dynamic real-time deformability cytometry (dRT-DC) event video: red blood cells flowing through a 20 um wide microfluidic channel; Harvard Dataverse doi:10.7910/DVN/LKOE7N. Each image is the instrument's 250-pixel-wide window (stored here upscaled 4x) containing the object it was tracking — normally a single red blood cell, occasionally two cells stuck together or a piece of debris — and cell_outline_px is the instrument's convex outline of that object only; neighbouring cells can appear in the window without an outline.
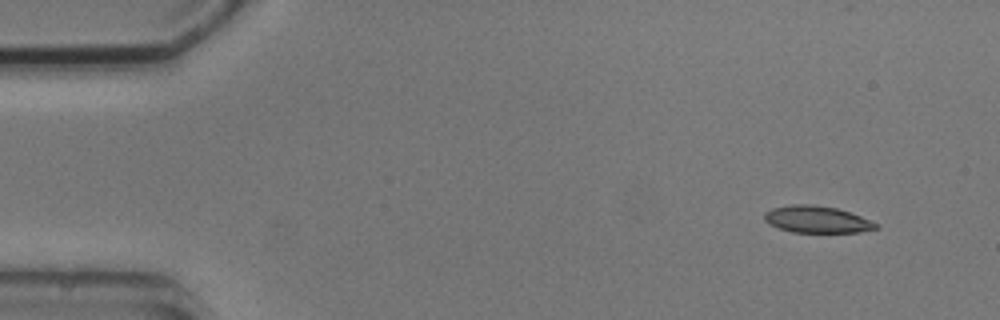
{"species": "common noctule bat (a hibernating species)", "species_latin": "Nyctalus noctula", "temperature_condition": "cold", "stored_images_in_passage": 4, "camera_frame_rate_fps": 3000, "um_per_image_px": 0.085, "animal": {"sex": "male", "body_mass_g": 20.5, "forearm_length_mm": 52.5}, "frame": {"image": 1, "passage_image": 1, "time_ms": 0.0, "image_size_px": [1000, 320], "cell_outline_px": [[880, 228], [860, 232], [792, 232], [768, 224], [764, 220], [764, 212], [772, 208], [792, 204], [812, 204], [836, 208], [860, 216], [876, 224]], "centroid_in_image_um": [69.39, 18.65], "position_along_channel_um": 15.6, "area_um2": 17.34}}
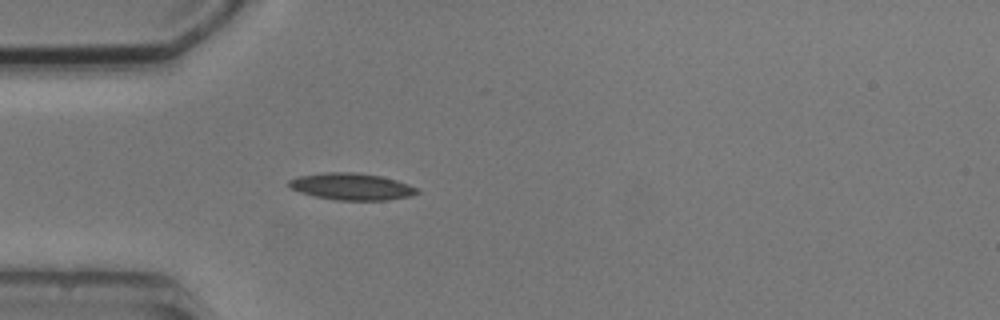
{"frame": {"image": 2, "passage_image": 4, "time_ms": 3.667, "image_size_px": [1000, 320], "cell_outline_px": [[420, 192], [412, 196], [388, 200], [336, 200], [316, 196], [300, 192], [292, 188], [288, 184], [288, 180], [296, 176], [324, 172], [352, 172], [380, 176], [396, 180], [408, 184], [416, 188]], "centroid_in_image_um": [29.88, 15.85], "position_along_channel_um": 55.1, "area_um2": 20.0}}